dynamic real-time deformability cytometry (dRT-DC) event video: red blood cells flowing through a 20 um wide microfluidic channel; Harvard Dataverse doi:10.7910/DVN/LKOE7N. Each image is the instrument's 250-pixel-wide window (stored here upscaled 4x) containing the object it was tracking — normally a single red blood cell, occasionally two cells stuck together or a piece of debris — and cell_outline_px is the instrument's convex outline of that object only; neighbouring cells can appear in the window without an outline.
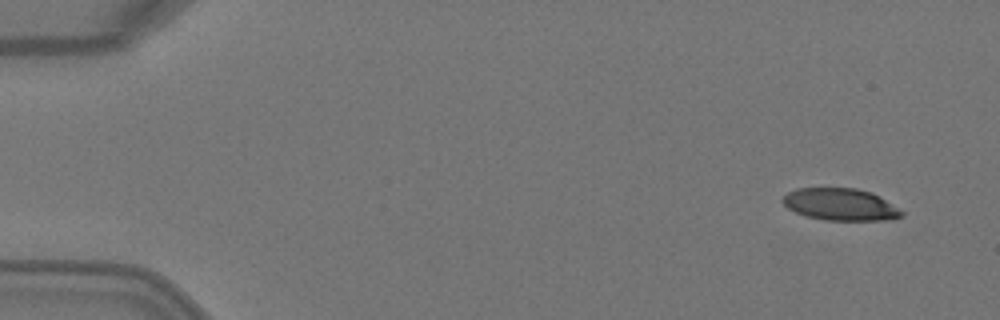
{"species": "Egyptian fruit bat (a non-hibernating species)", "species_latin": "Rousettus aegyptiacus", "temperature_condition": "warm", "stored_images_in_passage": 4, "camera_frame_rate_fps": 3000, "um_per_image_px": 0.085, "animal": {"sex": "female"}, "frame": {"image": 1, "passage_image": 1, "time_ms": 0.0, "image_size_px": [1000, 320], "cell_outline_px": [[904, 216], [892, 220], [824, 220], [804, 216], [788, 208], [780, 200], [788, 192], [796, 188], [856, 188], [872, 192], [880, 196], [904, 212]], "centroid_in_image_um": [71.45, 17.38], "position_along_channel_um": 13.6, "area_um2": 22.43}}
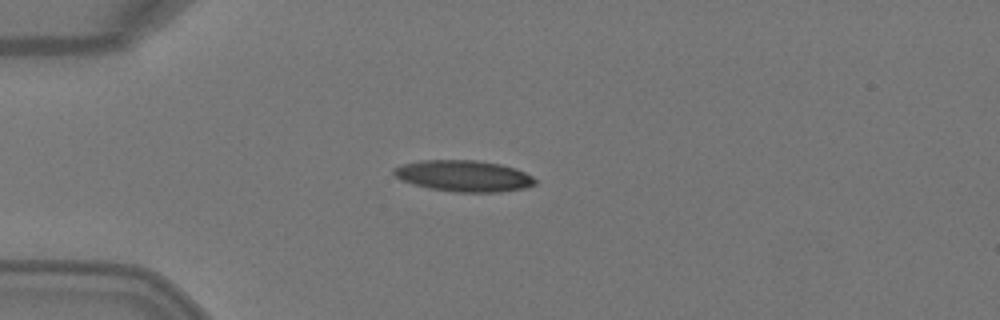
{"frame": {"image": 2, "passage_image": 4, "time_ms": 1.0, "image_size_px": [1000, 320], "cell_outline_px": [[536, 184], [524, 188], [500, 192], [456, 192], [428, 188], [400, 180], [392, 172], [392, 168], [404, 164], [420, 160], [476, 160], [500, 164], [516, 168], [532, 176], [536, 180]], "centroid_in_image_um": [39.41, 14.95], "position_along_channel_um": 45.6, "area_um2": 25.78}}